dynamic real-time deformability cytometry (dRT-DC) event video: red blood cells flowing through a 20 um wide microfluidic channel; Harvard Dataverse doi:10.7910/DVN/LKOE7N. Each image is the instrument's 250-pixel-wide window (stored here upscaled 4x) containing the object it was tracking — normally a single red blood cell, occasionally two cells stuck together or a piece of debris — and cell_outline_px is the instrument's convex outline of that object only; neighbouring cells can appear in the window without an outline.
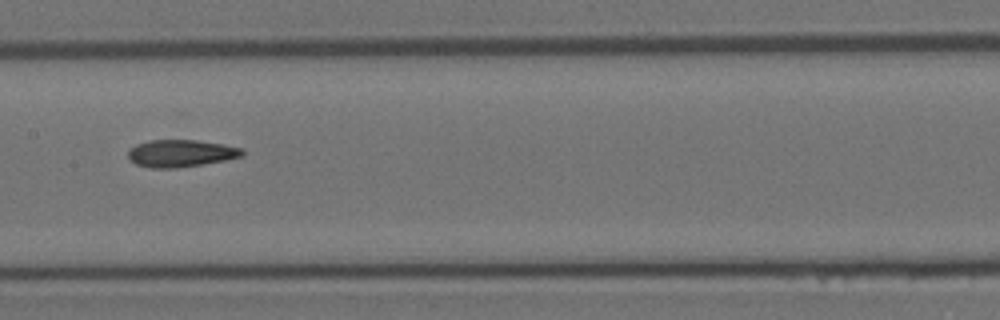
{"species": "Egyptian fruit bat (a non-hibernating species)", "species_latin": "Rousettus aegyptiacus", "temperature_condition": "room temperature", "stored_images_in_passage": 8, "camera_frame_rate_fps": 3000, "um_per_image_px": 0.085, "animal": {"sex": "female"}, "frame": {"image": 1, "passage_image": 8, "time_ms": 2.333, "image_size_px": [1000, 320], "cell_outline_px": [[244, 156], [228, 160], [176, 168], [152, 168], [136, 164], [128, 156], [128, 148], [136, 144], [148, 140], [196, 140], [244, 148]], "centroid_in_image_um": [15.38, 13.03], "position_along_channel_um": 192.0, "area_um2": 18.21}}